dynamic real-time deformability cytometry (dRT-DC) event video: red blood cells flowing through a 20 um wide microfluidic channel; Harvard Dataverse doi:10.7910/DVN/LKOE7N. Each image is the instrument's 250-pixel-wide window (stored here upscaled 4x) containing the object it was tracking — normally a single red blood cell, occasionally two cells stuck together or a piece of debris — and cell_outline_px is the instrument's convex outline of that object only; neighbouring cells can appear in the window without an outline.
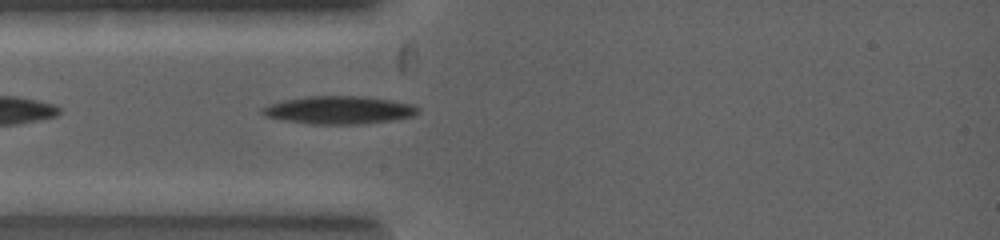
{"species": "common noctule bat (a hibernating species)", "species_latin": "Nyctalus noctula", "temperature_condition": "warm", "stored_images_in_passage": 1, "camera_frame_rate_fps": 5000, "um_per_image_px": 0.085, "animal": {"sex": "female", "body_mass_g": 19.0, "forearm_length_mm": 53.3}, "frame": {"image": 1, "passage_image": 1, "time_ms": 0.0, "image_size_px": [1000, 240], "cell_outline_px": [[420, 108], [412, 116], [392, 120], [360, 124], [308, 124], [280, 120], [268, 116], [260, 112], [264, 108], [272, 104], [288, 100], [316, 96], [352, 96], [392, 100], [408, 104]], "centroid_in_image_um": [28.82, 9.37], "position_along_channel_um": 56.2, "area_um2": 24.62}}